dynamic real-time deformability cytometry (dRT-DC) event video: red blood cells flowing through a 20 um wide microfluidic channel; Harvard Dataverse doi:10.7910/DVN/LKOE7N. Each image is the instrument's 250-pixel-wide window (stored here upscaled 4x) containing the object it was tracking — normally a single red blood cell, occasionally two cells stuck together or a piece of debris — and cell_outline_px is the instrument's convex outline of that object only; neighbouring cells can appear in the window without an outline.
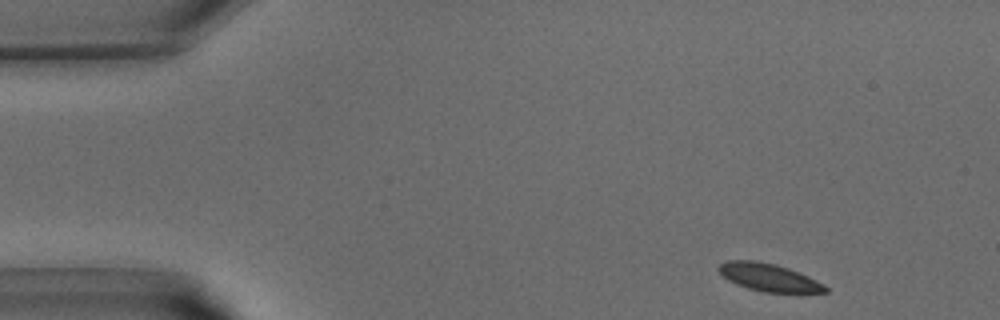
{"species": "common noctule bat (a hibernating species)", "species_latin": "Nyctalus noctula", "temperature_condition": "warm", "stored_images_in_passage": 37, "camera_frame_rate_fps": 3000, "um_per_image_px": 0.085, "animal": {"sex": "male", "body_mass_g": 15.6}, "frame": {"image": 1, "passage_image": 1, "time_ms": 0.0, "image_size_px": [1000, 320], "cell_outline_px": [[828, 292], [764, 292], [748, 288], [736, 284], [728, 280], [716, 268], [720, 264], [728, 260], [756, 260], [776, 264], [788, 268], [808, 276], [824, 284], [828, 288]], "centroid_in_image_um": [65.33, 23.56], "position_along_channel_um": 19.7, "area_um2": 17.11}}
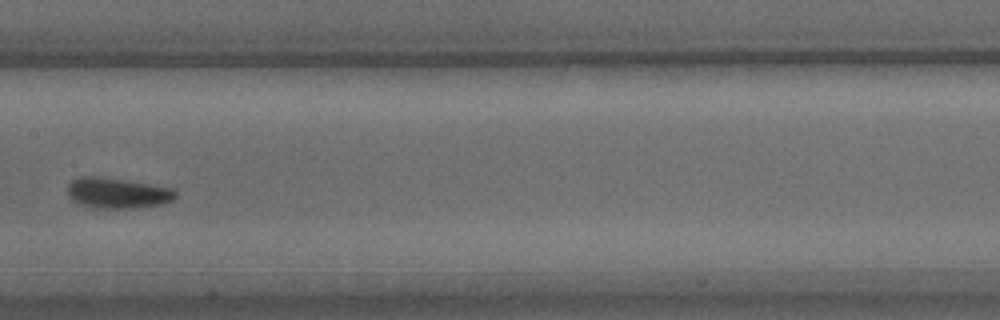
{"frame": {"image": 2, "passage_image": 17, "time_ms": 5.333, "image_size_px": [1000, 320], "cell_outline_px": [[176, 196], [172, 200], [164, 204], [132, 208], [88, 208], [72, 200], [68, 196], [68, 184], [72, 180], [80, 176], [96, 176], [124, 180], [172, 188], [176, 192]], "centroid_in_image_um": [9.94, 16.42], "position_along_channel_um": 197.5, "area_um2": 19.25}}
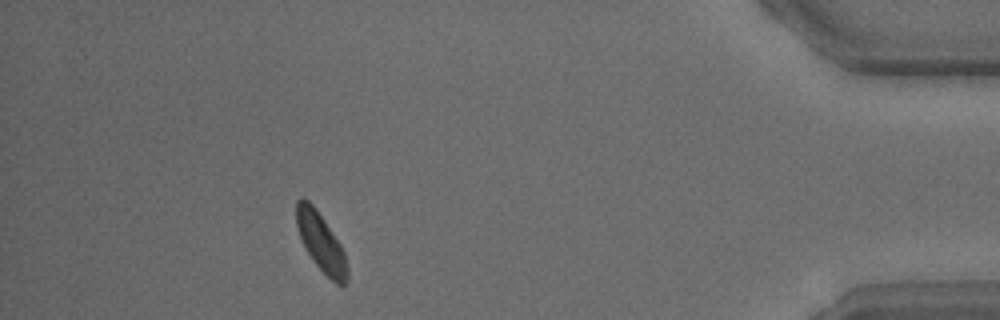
{"frame": {"image": 3, "passage_image": 33, "time_ms": 10.667, "image_size_px": [1000, 320], "cell_outline_px": [[348, 280], [344, 284], [336, 284], [316, 264], [304, 248], [296, 224], [296, 200], [300, 196], [304, 196], [316, 208], [340, 244], [344, 252], [348, 268]], "centroid_in_image_um": [27.26, 20.55], "position_along_channel_um": 407.9, "area_um2": 17.22}}